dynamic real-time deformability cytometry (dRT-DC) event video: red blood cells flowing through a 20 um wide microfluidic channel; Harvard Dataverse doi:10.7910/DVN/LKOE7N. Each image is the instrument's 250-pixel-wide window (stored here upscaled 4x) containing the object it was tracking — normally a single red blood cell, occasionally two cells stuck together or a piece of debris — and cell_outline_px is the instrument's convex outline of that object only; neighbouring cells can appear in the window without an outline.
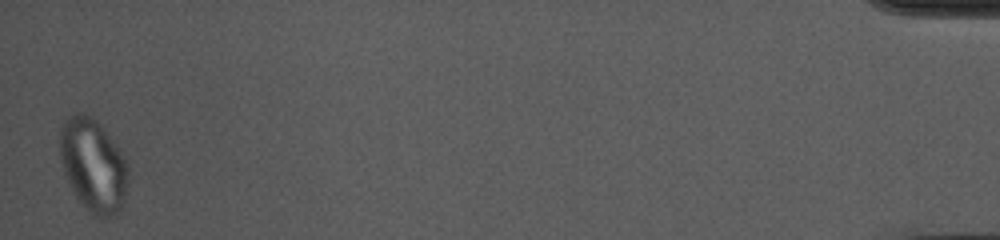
{"species": "common noctule bat (a hibernating species)", "species_latin": "Nyctalus noctula", "temperature_condition": "cold", "stored_images_in_passage": 52, "camera_frame_rate_fps": 3000, "um_per_image_px": 0.085, "animal": {"sex": "female", "body_mass_g": 10.0, "forearm_length_mm": 53.1}, "frame": {"image": 1, "passage_image": 52, "time_ms": 17.0, "image_size_px": [1000, 240], "cell_outline_px": [[128, 180], [124, 204], [116, 212], [108, 216], [92, 216], [76, 196], [64, 172], [60, 160], [60, 132], [64, 124], [76, 112], [84, 112], [104, 128], [128, 160]], "centroid_in_image_um": [7.95, 14.05], "position_along_channel_um": 427.2, "area_um2": 36.76}, "authors_computed_cell_mechanics": {"area_um2": 29.189, "velocity_mm_per_s": 3.6692, "shape_relaxation_time_tau1_ms": null, "shape_relaxation_time_tau2_ms": 1.6864, "deformation_change_tau1": null, "deformation_change_tau2": 0.0737}}